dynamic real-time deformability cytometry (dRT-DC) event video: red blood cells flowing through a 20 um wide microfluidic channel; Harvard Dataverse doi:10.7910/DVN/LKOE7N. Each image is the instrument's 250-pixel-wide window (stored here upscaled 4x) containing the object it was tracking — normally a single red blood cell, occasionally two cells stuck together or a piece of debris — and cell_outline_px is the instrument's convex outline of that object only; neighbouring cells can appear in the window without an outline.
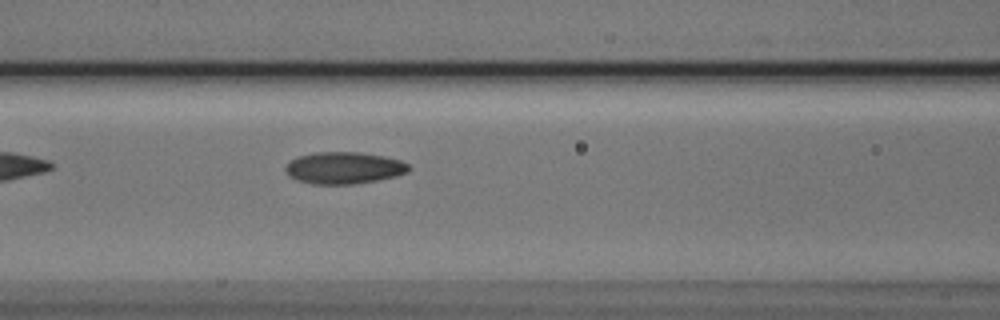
{"species": "Egyptian fruit bat (a non-hibernating species)", "species_latin": "Rousettus aegyptiacus", "temperature_condition": "cold", "stored_images_in_passage": 20, "camera_frame_rate_fps": 3000, "um_per_image_px": 0.085, "animal": {"sex": "male"}, "frame": {"image": 1, "passage_image": 6, "time_ms": 1.667, "image_size_px": [1000, 320], "cell_outline_px": [[412, 168], [408, 172], [396, 176], [376, 180], [352, 184], [312, 184], [296, 180], [288, 176], [284, 168], [292, 160], [300, 156], [316, 152], [360, 152], [384, 156], [400, 160], [408, 164]], "centroid_in_image_um": [29.25, 14.27], "position_along_channel_um": 137.4, "area_um2": 22.89}}
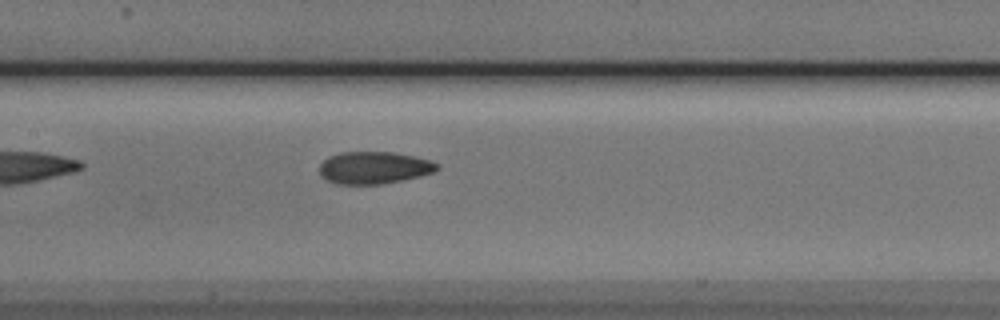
{"frame": {"image": 2, "passage_image": 9, "time_ms": 2.667, "image_size_px": [1000, 320], "cell_outline_px": [[440, 168], [436, 172], [420, 176], [384, 184], [340, 184], [328, 180], [320, 176], [320, 164], [328, 156], [340, 152], [396, 152], [416, 156], [432, 160], [440, 164]], "centroid_in_image_um": [31.85, 14.24], "position_along_channel_um": 175.5, "area_um2": 22.43}}